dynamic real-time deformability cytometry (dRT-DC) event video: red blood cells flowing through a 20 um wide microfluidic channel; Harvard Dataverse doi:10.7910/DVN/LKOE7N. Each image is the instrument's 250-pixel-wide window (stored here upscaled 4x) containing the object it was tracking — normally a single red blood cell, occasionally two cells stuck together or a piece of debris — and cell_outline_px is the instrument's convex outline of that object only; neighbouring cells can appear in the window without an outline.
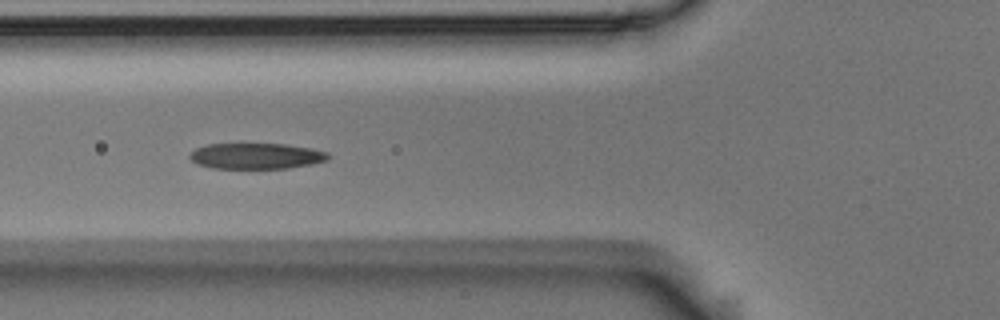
{"species": "Egyptian fruit bat (a non-hibernating species)", "species_latin": "Rousettus aegyptiacus", "temperature_condition": "room temperature", "stored_images_in_passage": 5, "camera_frame_rate_fps": 3000, "um_per_image_px": 0.085, "animal": {"sex": "male"}, "frame": {"image": 1, "passage_image": 5, "time_ms": 1.333, "image_size_px": [1000, 320], "cell_outline_px": [[328, 160], [312, 164], [288, 168], [212, 168], [196, 164], [188, 156], [196, 148], [208, 144], [284, 144], [312, 148], [328, 152]], "centroid_in_image_um": [21.78, 13.26], "position_along_channel_um": 104.0, "area_um2": 20.81}}